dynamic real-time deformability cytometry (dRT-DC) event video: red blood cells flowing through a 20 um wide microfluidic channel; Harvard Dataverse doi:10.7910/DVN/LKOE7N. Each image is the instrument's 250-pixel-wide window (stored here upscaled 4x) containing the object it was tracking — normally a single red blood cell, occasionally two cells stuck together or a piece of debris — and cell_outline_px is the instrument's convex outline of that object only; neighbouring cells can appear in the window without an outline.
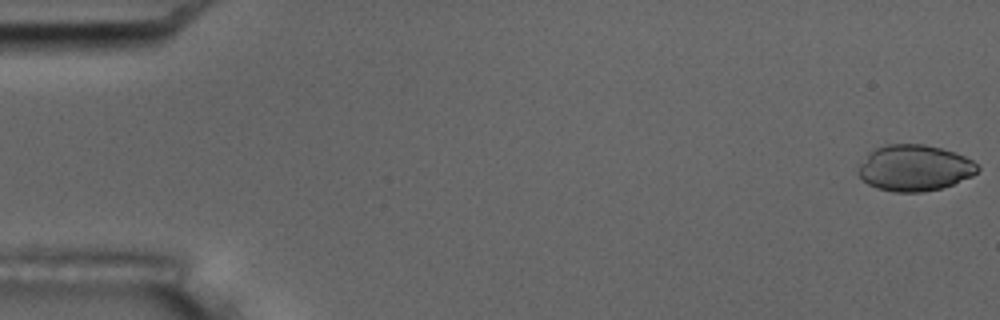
{"species": "common noctule bat (a hibernating species)", "species_latin": "Nyctalus noctula", "temperature_condition": "room temperature", "stored_images_in_passage": 6, "camera_frame_rate_fps": 3000, "um_per_image_px": 0.085, "animal": {"sex": "male", "body_mass_g": 17.5, "forearm_length_mm": 52.3}, "frame": {"image": 1, "passage_image": 1, "time_ms": 0.0, "image_size_px": [1000, 320], "cell_outline_px": [[980, 168], [972, 176], [952, 184], [940, 188], [920, 192], [892, 192], [876, 188], [868, 184], [856, 172], [860, 164], [868, 152], [884, 144], [924, 144], [956, 152], [972, 160]], "centroid_in_image_um": [77.71, 14.27], "position_along_channel_um": 7.3, "area_um2": 32.08}}